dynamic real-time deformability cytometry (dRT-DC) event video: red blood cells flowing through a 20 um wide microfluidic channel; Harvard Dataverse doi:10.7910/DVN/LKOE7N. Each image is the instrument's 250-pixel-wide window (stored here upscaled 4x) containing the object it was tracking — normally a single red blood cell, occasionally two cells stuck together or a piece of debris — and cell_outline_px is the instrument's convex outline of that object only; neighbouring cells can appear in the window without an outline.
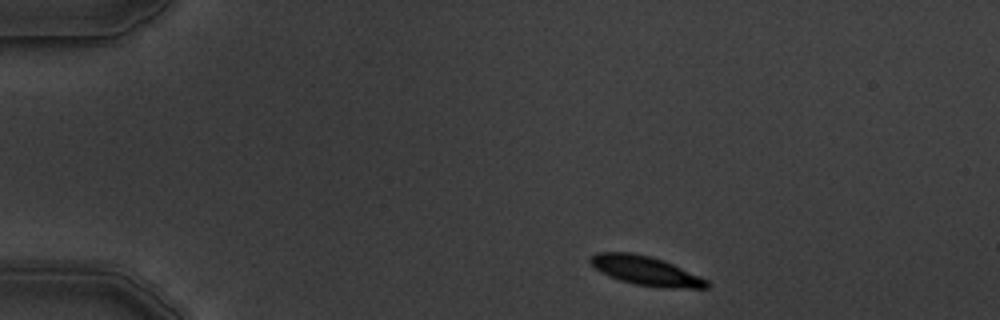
{"species": "common noctule bat (a hibernating species)", "species_latin": "Nyctalus noctula", "temperature_condition": "warm", "stored_images_in_passage": 4, "camera_frame_rate_fps": 3000, "um_per_image_px": 0.085, "animal": {"sex": "male", "body_mass_g": 19.5, "forearm_length_mm": 54.6}, "frame": {"image": 1, "passage_image": 1, "time_ms": 0.0, "image_size_px": [1000, 320], "cell_outline_px": [[712, 284], [708, 288], [660, 288], [636, 284], [620, 280], [608, 276], [600, 272], [588, 260], [596, 252], [628, 252], [648, 256], [672, 264], [700, 276], [708, 280]], "centroid_in_image_um": [54.91, 23.03], "position_along_channel_um": 30.1, "area_um2": 19.65}}
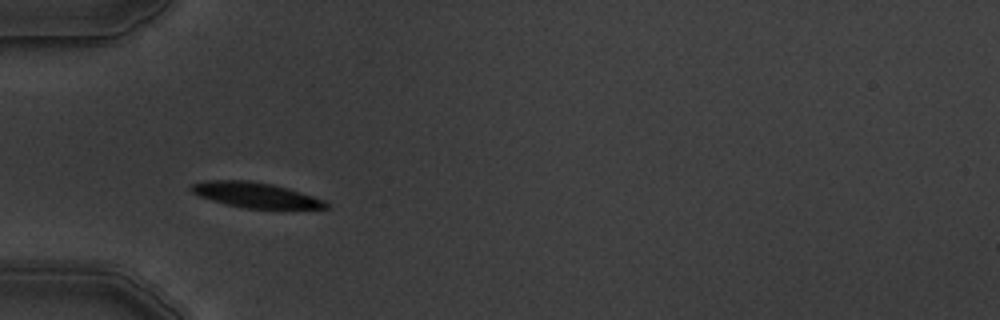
{"frame": {"image": 2, "passage_image": 3, "time_ms": 2.667, "image_size_px": [1000, 320], "cell_outline_px": [[328, 208], [244, 208], [224, 204], [200, 196], [192, 192], [188, 188], [192, 184], [208, 180], [248, 180], [272, 184], [288, 188], [324, 200], [328, 204]], "centroid_in_image_um": [21.67, 16.57], "position_along_channel_um": 63.3, "area_um2": 19.59}}